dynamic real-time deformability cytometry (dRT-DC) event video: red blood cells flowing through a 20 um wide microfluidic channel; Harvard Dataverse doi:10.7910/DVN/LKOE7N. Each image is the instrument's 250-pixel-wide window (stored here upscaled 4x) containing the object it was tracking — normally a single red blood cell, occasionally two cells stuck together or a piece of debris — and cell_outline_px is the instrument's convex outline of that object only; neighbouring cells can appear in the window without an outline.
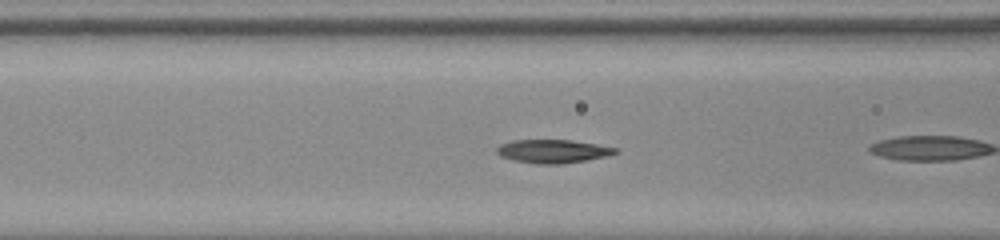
{"species": "common noctule bat (a hibernating species)", "species_latin": "Nyctalus noctula", "temperature_condition": "room temperature", "stored_images_in_passage": 8, "camera_frame_rate_fps": 3000, "um_per_image_px": 0.085, "animal": {"sex": "male", "body_mass_g": 20.0, "forearm_length_mm": 53.3}, "frame": {"image": 1, "passage_image": 6, "time_ms": 1.667, "image_size_px": [1000, 240], "cell_outline_px": [[620, 152], [608, 156], [560, 164], [536, 164], [512, 160], [500, 156], [496, 152], [496, 148], [500, 144], [512, 140], [572, 140], [596, 144], [616, 148]], "centroid_in_image_um": [46.97, 12.85], "position_along_channel_um": 119.6, "area_um2": 16.24}}